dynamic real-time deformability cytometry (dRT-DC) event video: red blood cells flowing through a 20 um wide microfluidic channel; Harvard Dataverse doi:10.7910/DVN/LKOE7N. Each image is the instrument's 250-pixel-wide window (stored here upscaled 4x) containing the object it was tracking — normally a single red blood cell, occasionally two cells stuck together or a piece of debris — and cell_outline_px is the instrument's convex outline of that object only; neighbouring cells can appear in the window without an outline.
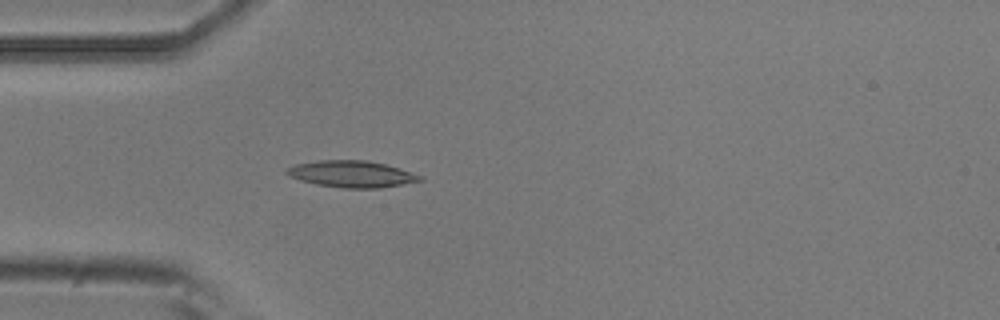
{"species": "common noctule bat (a hibernating species)", "species_latin": "Nyctalus noctula", "temperature_condition": "room temperature", "stored_images_in_passage": 4, "camera_frame_rate_fps": 3000, "um_per_image_px": 0.085, "animal": {"sex": "male", "body_mass_g": 20.5, "forearm_length_mm": 52.5}, "frame": {"image": 1, "passage_image": 4, "time_ms": 1.0, "image_size_px": [1000, 320], "cell_outline_px": [[424, 180], [380, 188], [344, 188], [316, 184], [300, 180], [288, 176], [284, 172], [284, 168], [296, 164], [316, 160], [368, 160], [400, 168], [424, 176]], "centroid_in_image_um": [29.87, 14.78], "position_along_channel_um": 55.1, "area_um2": 20.87}}